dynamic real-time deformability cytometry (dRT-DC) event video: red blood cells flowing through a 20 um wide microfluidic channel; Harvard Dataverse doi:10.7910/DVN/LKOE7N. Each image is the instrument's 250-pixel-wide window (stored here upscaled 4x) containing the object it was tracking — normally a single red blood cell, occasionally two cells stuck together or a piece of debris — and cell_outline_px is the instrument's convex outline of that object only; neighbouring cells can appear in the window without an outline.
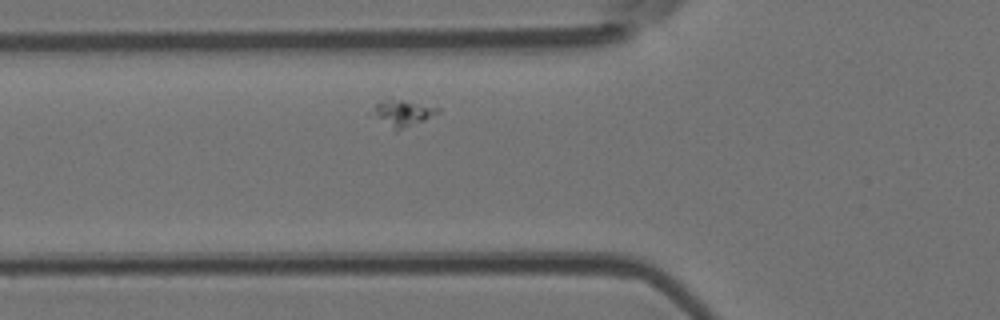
{"species": "Egyptian fruit bat (a non-hibernating species)", "species_latin": "Rousettus aegyptiacus", "temperature_condition": "room temperature", "stored_images_in_passage": 2, "camera_frame_rate_fps": 3000, "um_per_image_px": 0.085, "animal": {"sex": "female"}, "frame": {"image": 1, "passage_image": 2, "time_ms": 1.0, "image_size_px": [1000, 320], "cell_outline_px": [[440, 112], [424, 120], [396, 132], [368, 112], [380, 100], [388, 96], [440, 108]], "centroid_in_image_um": [34.14, 9.58], "position_along_channel_um": 91.7, "area_um2": 10.4}}